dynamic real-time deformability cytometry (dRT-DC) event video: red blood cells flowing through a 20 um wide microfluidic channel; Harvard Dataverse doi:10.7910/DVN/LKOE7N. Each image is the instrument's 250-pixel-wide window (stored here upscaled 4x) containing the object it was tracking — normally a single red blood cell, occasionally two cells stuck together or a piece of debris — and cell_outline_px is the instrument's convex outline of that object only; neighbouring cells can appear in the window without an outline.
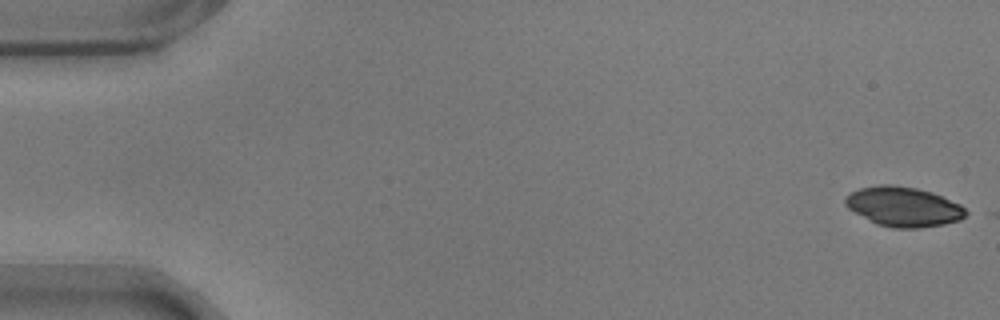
{"species": "common noctule bat (a hibernating species)", "species_latin": "Nyctalus noctula", "temperature_condition": "warm", "stored_images_in_passage": 5, "camera_frame_rate_fps": 3000, "um_per_image_px": 0.085, "animal": {"sex": "male", "body_mass_g": 17.9}, "frame": {"image": 1, "passage_image": 1, "time_ms": 0.0, "image_size_px": [1000, 320], "cell_outline_px": [[972, 212], [960, 220], [944, 224], [920, 228], [892, 228], [876, 224], [848, 208], [844, 204], [844, 196], [860, 188], [880, 184], [892, 184], [916, 188], [932, 192], [960, 204]], "centroid_in_image_um": [76.82, 17.57], "position_along_channel_um": 8.2, "area_um2": 28.15}}